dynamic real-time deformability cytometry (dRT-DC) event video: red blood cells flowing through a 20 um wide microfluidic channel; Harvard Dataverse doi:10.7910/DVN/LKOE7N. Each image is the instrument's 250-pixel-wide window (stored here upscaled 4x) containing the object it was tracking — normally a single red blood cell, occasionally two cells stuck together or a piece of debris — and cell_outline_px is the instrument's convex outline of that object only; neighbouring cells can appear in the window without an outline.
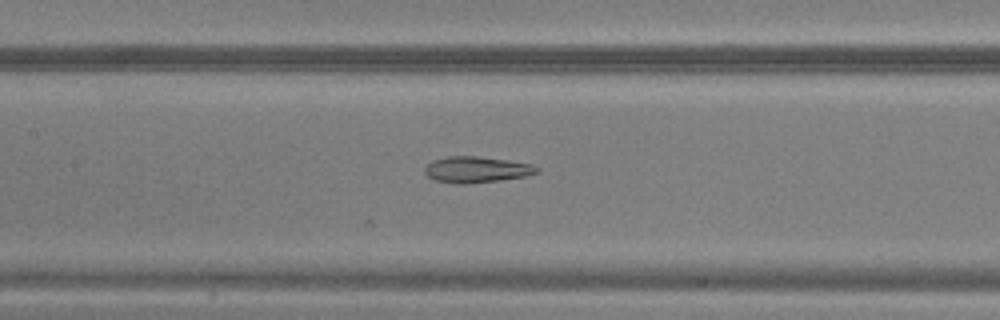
{"species": "common noctule bat (a hibernating species)", "species_latin": "Nyctalus noctula", "temperature_condition": "warm", "stored_images_in_passage": 36, "camera_frame_rate_fps": 3000, "um_per_image_px": 0.085, "animal": {"sex": "male", "body_mass_g": 20.5, "forearm_length_mm": 52.5}, "frame": {"image": 1, "passage_image": 10, "time_ms": 3.0, "image_size_px": [1000, 320], "cell_outline_px": [[540, 172], [524, 176], [500, 180], [464, 184], [456, 184], [436, 180], [428, 176], [424, 172], [424, 168], [432, 160], [448, 156], [476, 156], [508, 160], [532, 164], [540, 168]], "centroid_in_image_um": [40.51, 14.41], "position_along_channel_um": 166.9, "area_um2": 17.05}}
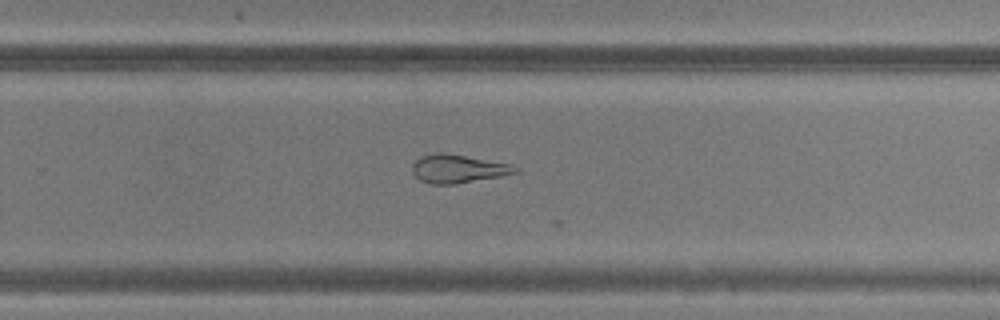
{"frame": {"image": 2, "passage_image": 19, "time_ms": 6.0, "image_size_px": [1000, 320], "cell_outline_px": [[520, 168], [516, 172], [504, 176], [456, 184], [432, 184], [420, 180], [412, 172], [412, 164], [416, 160], [424, 156], [440, 152], [444, 152], [508, 164]], "centroid_in_image_um": [38.92, 14.36], "position_along_channel_um": 290.9, "area_um2": 16.82}}
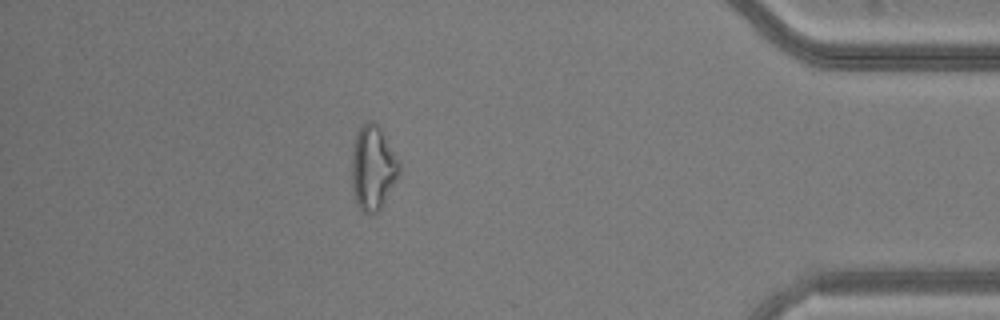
{"frame": {"image": 3, "passage_image": 30, "time_ms": 9.667, "image_size_px": [1000, 320], "cell_outline_px": [[400, 176], [380, 208], [376, 212], [368, 216], [360, 208], [356, 200], [352, 188], [352, 152], [356, 136], [360, 124], [368, 120], [372, 120], [380, 128], [396, 156], [400, 164]], "centroid_in_image_um": [31.7, 14.26], "position_along_channel_um": 403.5, "area_um2": 23.29}}